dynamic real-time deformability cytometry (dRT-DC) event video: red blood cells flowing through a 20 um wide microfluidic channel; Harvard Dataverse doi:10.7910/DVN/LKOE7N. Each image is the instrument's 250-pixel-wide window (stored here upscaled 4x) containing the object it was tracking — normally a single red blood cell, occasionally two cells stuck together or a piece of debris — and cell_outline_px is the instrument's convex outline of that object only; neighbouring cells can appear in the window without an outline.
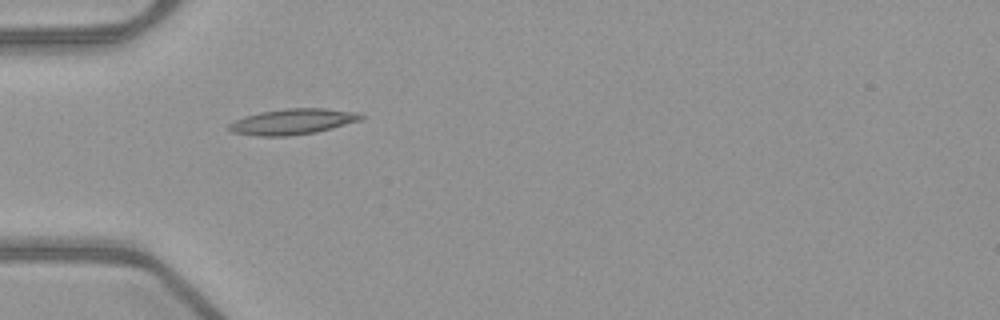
{"species": "common noctule bat (a hibernating species)", "species_latin": "Nyctalus noctula", "temperature_condition": "warm", "stored_images_in_passage": 36, "camera_frame_rate_fps": 3000, "um_per_image_px": 0.085, "animal": {"sex": "female", "body_mass_g": 21.9}, "frame": {"image": 1, "passage_image": 1, "time_ms": 0.0, "image_size_px": [1000, 320], "cell_outline_px": [[364, 116], [360, 120], [332, 128], [316, 132], [288, 136], [256, 136], [232, 132], [228, 128], [228, 124], [244, 116], [260, 112], [284, 108], [324, 108], [360, 112]], "centroid_in_image_um": [24.88, 10.33], "position_along_channel_um": 60.1, "area_um2": 19.83}}
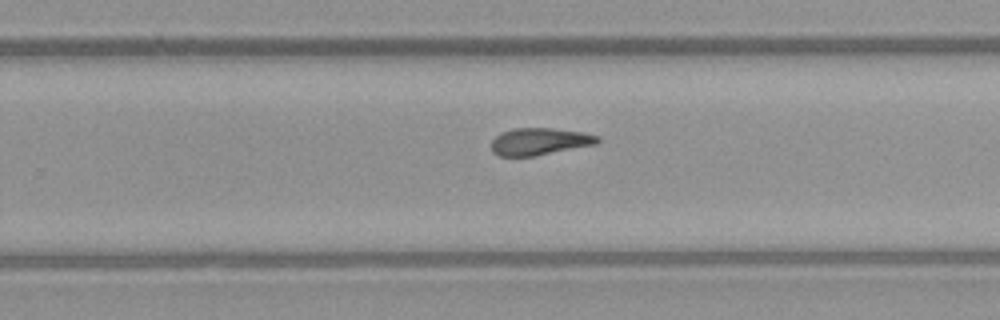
{"frame": {"image": 2, "passage_image": 18, "time_ms": 5.667, "image_size_px": [1000, 320], "cell_outline_px": [[600, 140], [596, 144], [536, 156], [500, 156], [492, 152], [492, 140], [500, 132], [516, 128], [552, 128], [584, 132], [600, 136]], "centroid_in_image_um": [45.88, 12.02], "position_along_channel_um": 283.9, "area_um2": 16.88}}
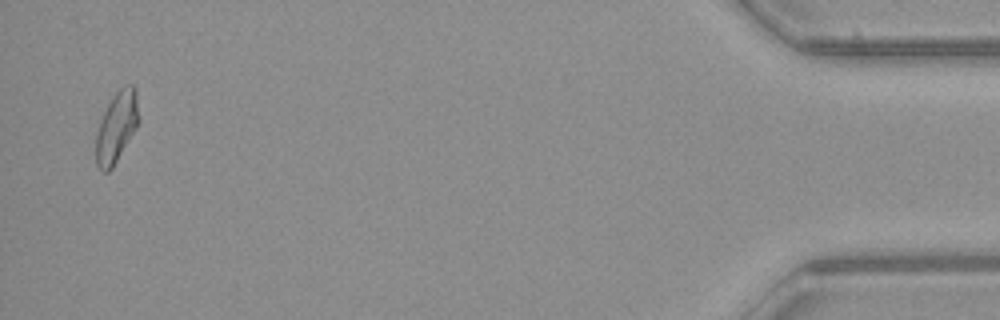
{"frame": {"image": 3, "passage_image": 35, "time_ms": 11.333, "image_size_px": [1000, 320], "cell_outline_px": [[140, 120], [136, 128], [112, 168], [108, 172], [104, 172], [96, 164], [96, 132], [100, 120], [108, 104], [116, 92], [120, 88], [128, 84], [132, 84], [136, 88], [140, 116]], "centroid_in_image_um": [9.93, 10.76], "position_along_channel_um": 425.3, "area_um2": 17.63}, "authors_computed_cell_mechanics": {"area_um2": 17.2244, "velocity_mm_per_s": 4.0162, "shape_relaxation_time_tau1_ms": 10.1015, "shape_relaxation_time_tau2_ms": 4.2596, "deformation_change_tau1": 0.2638, "deformation_change_tau2": 0.1262}}